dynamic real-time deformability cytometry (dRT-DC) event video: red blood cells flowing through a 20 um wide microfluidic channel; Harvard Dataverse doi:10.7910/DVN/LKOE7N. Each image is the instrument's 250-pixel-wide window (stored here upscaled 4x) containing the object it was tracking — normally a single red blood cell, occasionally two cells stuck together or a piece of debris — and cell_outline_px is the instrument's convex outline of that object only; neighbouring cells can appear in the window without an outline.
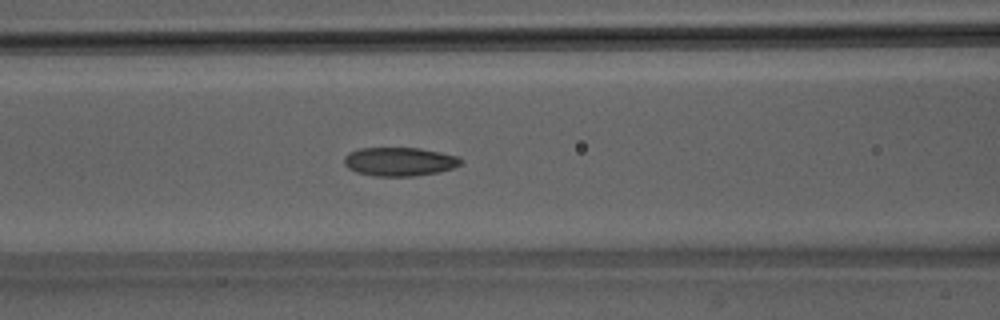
{"species": "Egyptian fruit bat (a non-hibernating species)", "species_latin": "Rousettus aegyptiacus", "temperature_condition": "room temperature", "stored_images_in_passage": 50, "camera_frame_rate_fps": 3000, "um_per_image_px": 0.085, "animal": {"sex": "male"}, "frame": {"image": 1, "passage_image": 21, "time_ms": 6.667, "image_size_px": [1000, 320], "cell_outline_px": [[464, 164], [440, 172], [412, 176], [372, 176], [356, 172], [348, 168], [344, 164], [344, 156], [348, 152], [360, 148], [420, 148], [440, 152], [456, 156], [464, 160]], "centroid_in_image_um": [33.96, 13.74], "position_along_channel_um": 132.6, "area_um2": 19.71}}
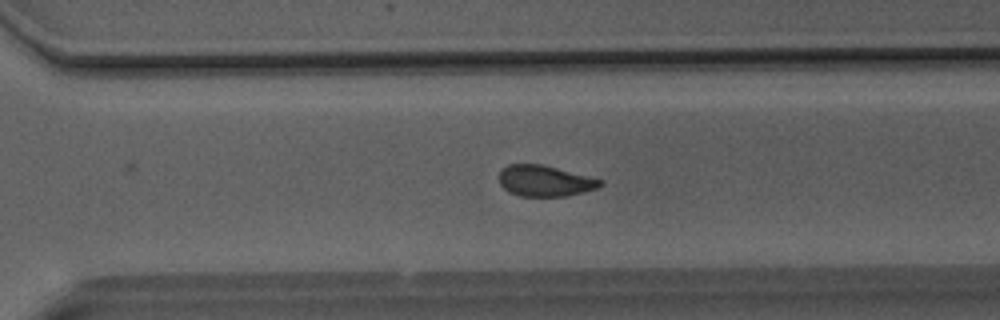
{"frame": {"image": 2, "passage_image": 35, "time_ms": 11.333, "image_size_px": [1000, 320], "cell_outline_px": [[604, 184], [596, 188], [584, 192], [568, 196], [520, 196], [508, 192], [500, 184], [500, 172], [508, 164], [544, 164], [604, 180]], "centroid_in_image_um": [46.35, 15.37], "position_along_channel_um": 324.3, "area_um2": 18.38}}
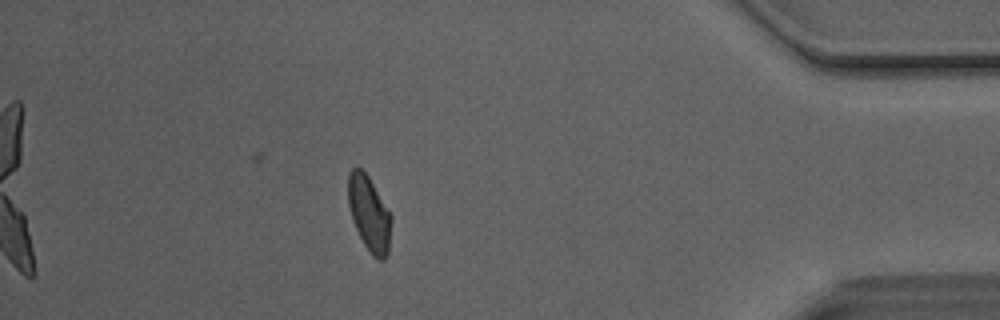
{"frame": {"image": 3, "passage_image": 44, "time_ms": 14.333, "image_size_px": [1000, 320], "cell_outline_px": [[392, 220], [388, 256], [384, 260], [376, 260], [372, 256], [364, 244], [352, 220], [348, 204], [348, 172], [356, 164], [368, 176], [392, 216]], "centroid_in_image_um": [31.38, 18.17], "position_along_channel_um": 403.8, "area_um2": 19.07}, "authors_computed_cell_mechanics": {"area_um2": 19.5364, "velocity_mm_per_s": 4.1182, "shape_relaxation_time_tau1_ms": 7.4478, "shape_relaxation_time_tau2_ms": 2.2742, "deformation_change_tau1": 0.154, "deformation_change_tau2": 0.0794}}